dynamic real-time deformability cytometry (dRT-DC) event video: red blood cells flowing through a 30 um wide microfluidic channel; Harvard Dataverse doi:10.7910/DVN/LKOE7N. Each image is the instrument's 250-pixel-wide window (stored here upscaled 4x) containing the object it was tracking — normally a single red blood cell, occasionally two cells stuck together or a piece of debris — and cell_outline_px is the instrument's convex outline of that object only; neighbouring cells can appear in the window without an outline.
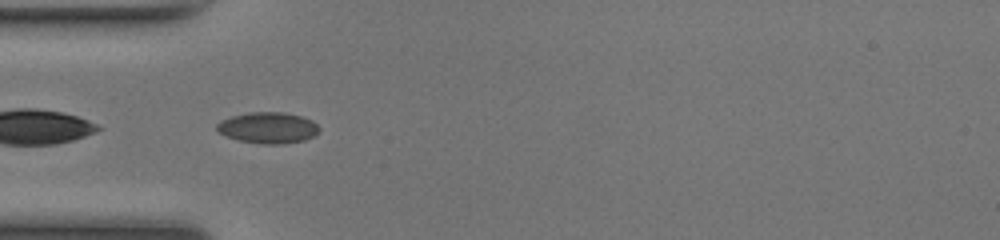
{"species": "common noctule bat (a hibernating species)", "species_latin": "Nyctalus noctula", "temperature_condition": "room temperature", "stored_images_in_passage": 38, "camera_frame_rate_fps": 3000, "um_per_image_px": 0.085, "animal": {"sex": "female", "body_mass_g": 17.0, "forearm_length_mm": 48.0}, "frame": {"image": 1, "passage_image": 11, "time_ms": 3.333, "image_size_px": [1000, 240], "cell_outline_px": [[320, 132], [304, 140], [280, 144], [260, 144], [240, 140], [228, 136], [220, 132], [216, 128], [216, 124], [232, 116], [248, 112], [284, 112], [300, 116], [312, 120], [320, 128]], "centroid_in_image_um": [22.81, 10.85], "position_along_channel_um": 62.2, "area_um2": 18.38}}
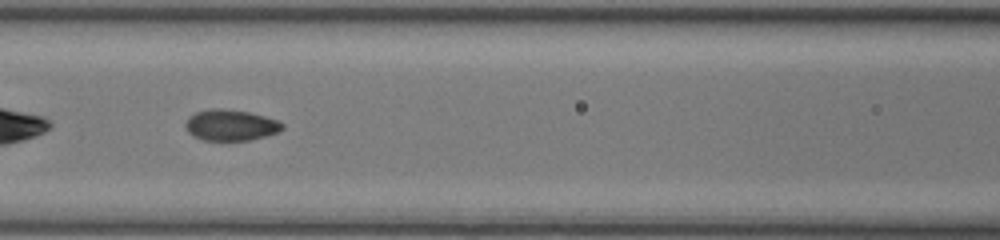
{"frame": {"image": 2, "passage_image": 17, "time_ms": 5.333, "image_size_px": [1000, 240], "cell_outline_px": [[284, 128], [280, 132], [248, 140], [204, 140], [192, 136], [188, 132], [184, 124], [188, 116], [196, 112], [212, 108], [220, 108], [252, 112], [276, 120], [284, 124]], "centroid_in_image_um": [19.59, 10.63], "position_along_channel_um": 147.0, "area_um2": 17.63}}
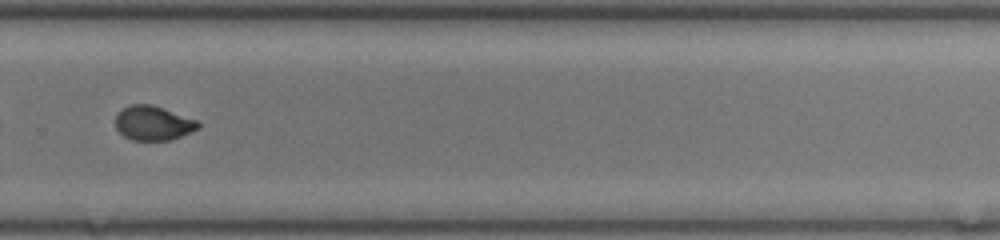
{"frame": {"image": 3, "passage_image": 29, "time_ms": 9.333, "image_size_px": [1000, 240], "cell_outline_px": [[200, 128], [172, 140], [132, 140], [124, 136], [116, 128], [116, 116], [124, 108], [132, 104], [152, 104], [196, 120], [200, 124]], "centroid_in_image_um": [13.03, 10.47], "position_along_channel_um": 316.8, "area_um2": 16.42}, "authors_computed_cell_mechanics": {"area_um2": 17.34, "velocity_mm_per_s": 4.2641, "shape_relaxation_time_tau1_ms": null, "shape_relaxation_time_tau2_ms": 0.8855, "deformation_change_tau1": null, "deformation_change_tau2": 0.0424}}